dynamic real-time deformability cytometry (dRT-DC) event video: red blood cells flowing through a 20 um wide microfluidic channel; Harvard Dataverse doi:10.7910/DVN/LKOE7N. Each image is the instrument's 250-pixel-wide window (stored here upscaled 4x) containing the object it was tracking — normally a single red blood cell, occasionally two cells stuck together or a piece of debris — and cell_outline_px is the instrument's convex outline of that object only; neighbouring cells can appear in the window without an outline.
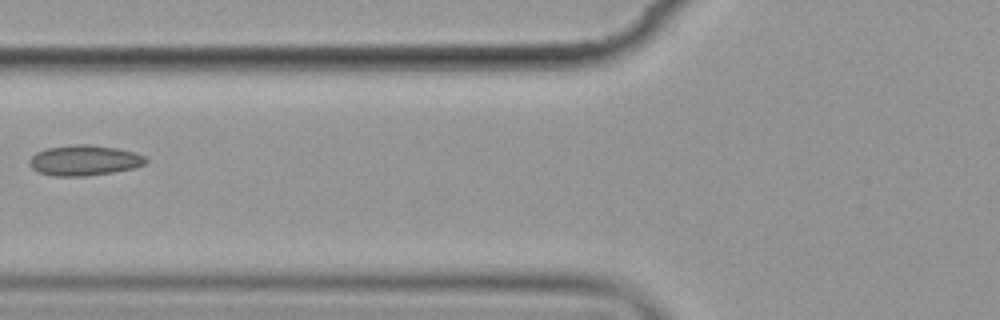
{"species": "common noctule bat (a hibernating species)", "species_latin": "Nyctalus noctula", "temperature_condition": "cold", "stored_images_in_passage": 6, "camera_frame_rate_fps": 3000, "um_per_image_px": 0.085, "animal": {"sex": "female", "body_mass_g": 19.9}, "frame": {"image": 1, "passage_image": 6, "time_ms": 5.667, "image_size_px": [1000, 320], "cell_outline_px": [[148, 160], [144, 164], [132, 168], [112, 172], [84, 176], [52, 176], [40, 172], [32, 168], [28, 164], [28, 160], [36, 152], [48, 148], [72, 144], [88, 144], [116, 148], [132, 152], [144, 156]], "centroid_in_image_um": [7.12, 13.63], "position_along_channel_um": 118.7, "area_um2": 20.46}}